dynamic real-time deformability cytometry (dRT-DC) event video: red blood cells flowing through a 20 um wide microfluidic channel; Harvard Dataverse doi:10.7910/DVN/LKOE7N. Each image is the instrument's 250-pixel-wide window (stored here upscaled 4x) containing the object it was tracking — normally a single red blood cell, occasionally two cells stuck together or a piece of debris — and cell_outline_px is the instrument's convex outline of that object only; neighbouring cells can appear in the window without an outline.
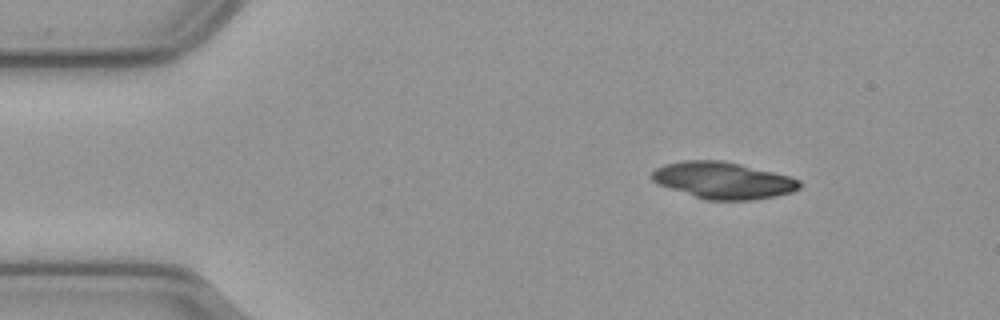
{"species": "common noctule bat (a hibernating species)", "species_latin": "Nyctalus noctula", "temperature_condition": "cold", "stored_images_in_passage": 48, "camera_frame_rate_fps": 3000, "um_per_image_px": 0.085, "animal": {"sex": "male", "body_mass_g": 23.1, "forearm_length_mm": 52.7}, "frame": {"image": 1, "passage_image": 1, "time_ms": 0.0, "image_size_px": [1000, 320], "cell_outline_px": [[800, 188], [792, 192], [776, 196], [752, 200], [704, 200], [660, 184], [652, 180], [652, 172], [656, 168], [664, 164], [684, 160], [720, 160], [740, 164], [788, 176], [800, 180]], "centroid_in_image_um": [61.47, 15.33], "position_along_channel_um": 23.5, "area_um2": 31.33}, "authors_computed_cell_mechanics": {"area_um2": 20.9814, "velocity_mm_per_s": 3.6461, "shape_relaxation_time_tau1_ms": 2.7873, "shape_relaxation_time_tau2_ms": null, "deformation_change_tau1": 0.1103, "deformation_change_tau2": null}}